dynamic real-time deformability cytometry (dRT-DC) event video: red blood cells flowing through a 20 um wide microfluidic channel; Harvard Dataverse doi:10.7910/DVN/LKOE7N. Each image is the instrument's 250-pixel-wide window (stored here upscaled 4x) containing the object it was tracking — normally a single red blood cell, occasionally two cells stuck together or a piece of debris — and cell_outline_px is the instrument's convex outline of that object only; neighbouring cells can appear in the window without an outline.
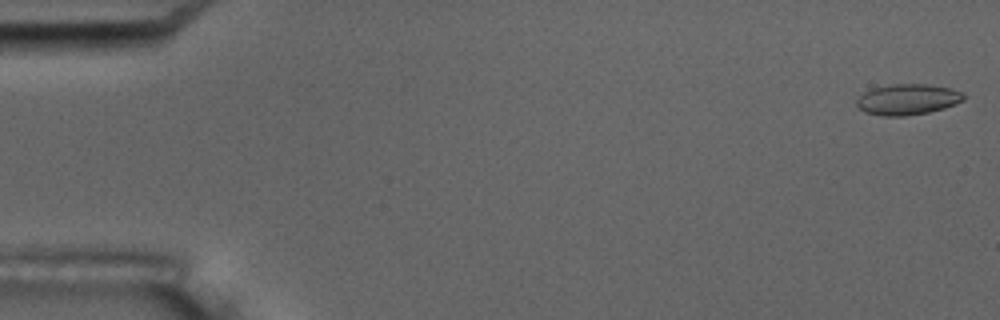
{"species": "common noctule bat (a hibernating species)", "species_latin": "Nyctalus noctula", "temperature_condition": "room temperature", "stored_images_in_passage": 4, "camera_frame_rate_fps": 3000, "um_per_image_px": 0.085, "animal": {"sex": "male", "body_mass_g": 17.5, "forearm_length_mm": 52.3}, "frame": {"image": 1, "passage_image": 1, "time_ms": 0.0, "image_size_px": [1000, 320], "cell_outline_px": [[964, 100], [956, 104], [944, 108], [928, 112], [904, 116], [884, 116], [864, 112], [856, 104], [856, 100], [864, 92], [872, 88], [892, 84], [928, 84], [952, 88], [964, 92]], "centroid_in_image_um": [77.17, 8.44], "position_along_channel_um": 7.8, "area_um2": 19.31}}